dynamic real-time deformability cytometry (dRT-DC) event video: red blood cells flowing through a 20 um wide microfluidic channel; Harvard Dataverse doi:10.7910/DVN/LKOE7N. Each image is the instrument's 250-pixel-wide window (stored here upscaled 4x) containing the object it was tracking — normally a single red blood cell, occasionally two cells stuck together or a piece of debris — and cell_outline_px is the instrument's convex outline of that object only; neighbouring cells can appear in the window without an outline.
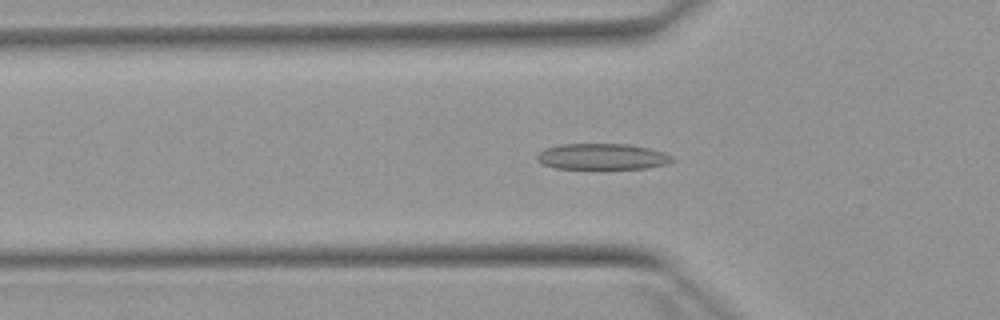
{"species": "Egyptian fruit bat (a non-hibernating species)", "species_latin": "Rousettus aegyptiacus", "temperature_condition": "warm", "stored_images_in_passage": 52, "camera_frame_rate_fps": 3000, "um_per_image_px": 0.085, "animal": {"sex": "female"}, "frame": {"image": 1, "passage_image": 17, "time_ms": 5.333, "image_size_px": [1000, 320], "cell_outline_px": [[672, 160], [664, 164], [648, 168], [552, 168], [536, 160], [536, 156], [544, 148], [560, 144], [628, 144], [648, 148], [664, 152], [672, 156]], "centroid_in_image_um": [51.14, 13.3], "position_along_channel_um": 74.7, "area_um2": 20.29}}
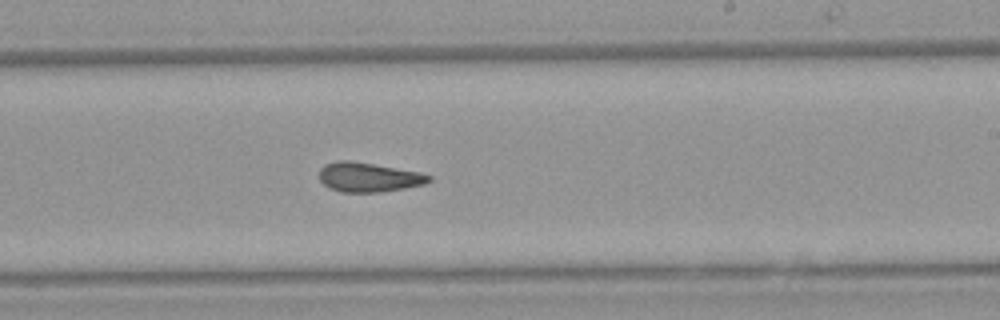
{"frame": {"image": 2, "passage_image": 31, "time_ms": 10.0, "image_size_px": [1000, 320], "cell_outline_px": [[432, 180], [424, 184], [404, 188], [376, 192], [340, 192], [328, 188], [320, 180], [320, 168], [324, 164], [336, 160], [352, 160], [420, 172], [432, 176]], "centroid_in_image_um": [31.3, 15.05], "position_along_channel_um": 257.7, "area_um2": 18.9}}
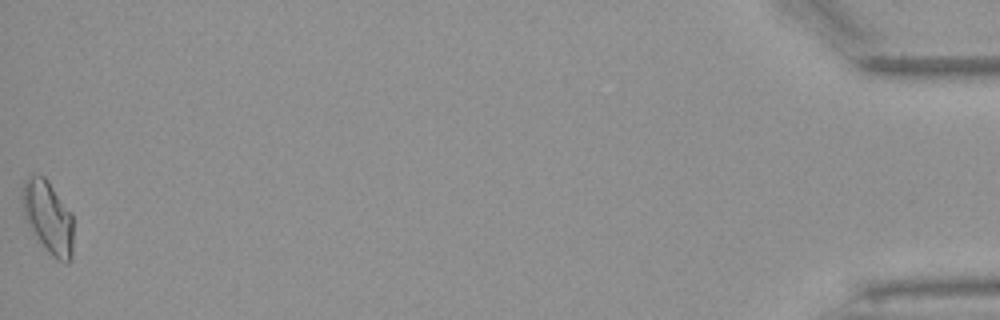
{"frame": {"image": 3, "passage_image": 52, "time_ms": 17.0, "image_size_px": [1000, 320], "cell_outline_px": [[72, 260], [68, 264], [64, 264], [56, 260], [36, 240], [24, 216], [20, 200], [20, 192], [28, 176], [32, 172], [44, 176], [48, 180], [72, 212]], "centroid_in_image_um": [4.07, 18.46], "position_along_channel_um": 431.1, "area_um2": 22.37}, "authors_computed_cell_mechanics": {"area_um2": 19.3341, "velocity_mm_per_s": 3.9214, "shape_relaxation_time_tau1_ms": 10.4609, "shape_relaxation_time_tau2_ms": 1.8544, "deformation_change_tau1": 0.228, "deformation_change_tau2": 0.088}}